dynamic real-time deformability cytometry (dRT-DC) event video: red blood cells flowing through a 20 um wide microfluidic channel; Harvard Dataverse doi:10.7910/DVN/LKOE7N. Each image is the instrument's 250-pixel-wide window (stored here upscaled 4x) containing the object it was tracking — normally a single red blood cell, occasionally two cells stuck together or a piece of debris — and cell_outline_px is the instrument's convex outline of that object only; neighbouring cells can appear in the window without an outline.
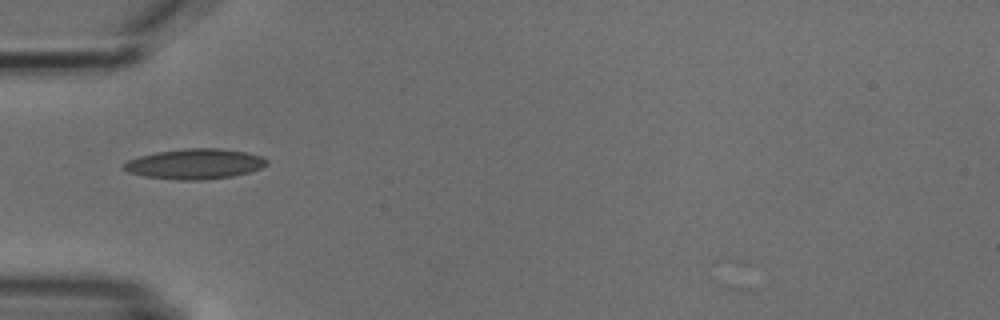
{"species": "common noctule bat (a hibernating species)", "species_latin": "Nyctalus noctula", "temperature_condition": "cold", "stored_images_in_passage": 1, "camera_frame_rate_fps": 3000, "um_per_image_px": 0.085, "animal": {"sex": "male", "body_mass_g": 18.8}, "frame": {"image": 1, "passage_image": 1, "time_ms": 0.0, "image_size_px": [1000, 320], "cell_outline_px": [[268, 164], [260, 168], [248, 172], [232, 176], [204, 180], [176, 180], [144, 176], [128, 172], [120, 168], [120, 164], [128, 160], [140, 156], [156, 152], [184, 148], [220, 148], [244, 152], [260, 156], [268, 160]], "centroid_in_image_um": [16.5, 13.93], "position_along_channel_um": 68.5, "area_um2": 25.32}}